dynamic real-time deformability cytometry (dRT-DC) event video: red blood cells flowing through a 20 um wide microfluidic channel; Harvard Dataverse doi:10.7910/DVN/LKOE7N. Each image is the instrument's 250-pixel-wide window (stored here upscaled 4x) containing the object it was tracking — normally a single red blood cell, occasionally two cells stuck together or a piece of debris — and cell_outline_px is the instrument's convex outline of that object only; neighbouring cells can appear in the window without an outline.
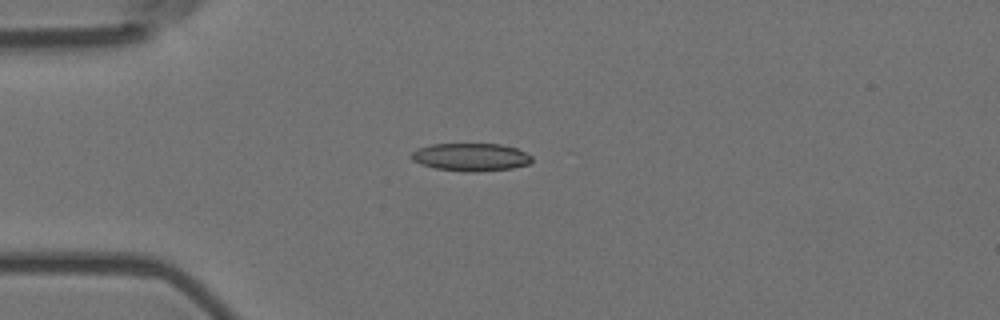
{"species": "Egyptian fruit bat (a non-hibernating species)", "species_latin": "Rousettus aegyptiacus", "temperature_condition": "room temperature", "stored_images_in_passage": 15, "camera_frame_rate_fps": 3000, "um_per_image_px": 0.085, "animal": {"sex": "female"}, "frame": {"image": 1, "passage_image": 4, "time_ms": 1.0, "image_size_px": [1000, 320], "cell_outline_px": [[532, 160], [528, 164], [512, 168], [480, 172], [464, 172], [436, 168], [420, 164], [412, 160], [412, 152], [416, 148], [432, 144], [500, 144], [516, 148], [532, 156]], "centroid_in_image_um": [40.01, 13.36], "position_along_channel_um": 45.0, "area_um2": 19.59}}
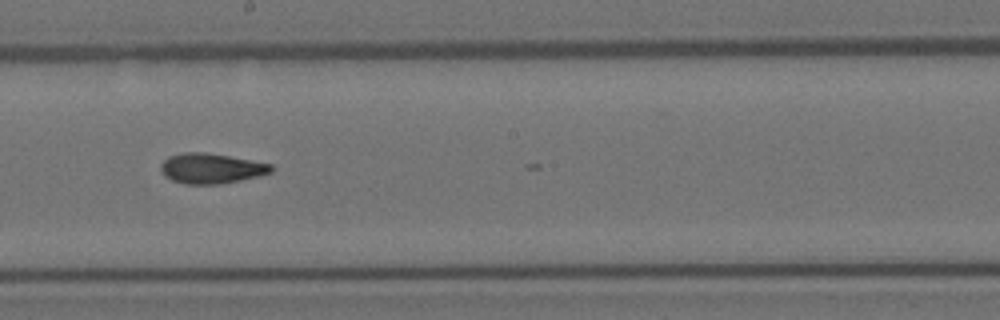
{"frame": {"image": 2, "passage_image": 9, "time_ms": 2.667, "image_size_px": [1000, 320], "cell_outline_px": [[272, 172], [260, 176], [220, 184], [184, 184], [172, 180], [164, 176], [160, 168], [160, 164], [168, 156], [184, 152], [204, 152], [228, 156], [272, 164]], "centroid_in_image_um": [17.92, 14.32], "position_along_channel_um": 230.3, "area_um2": 19.42}}
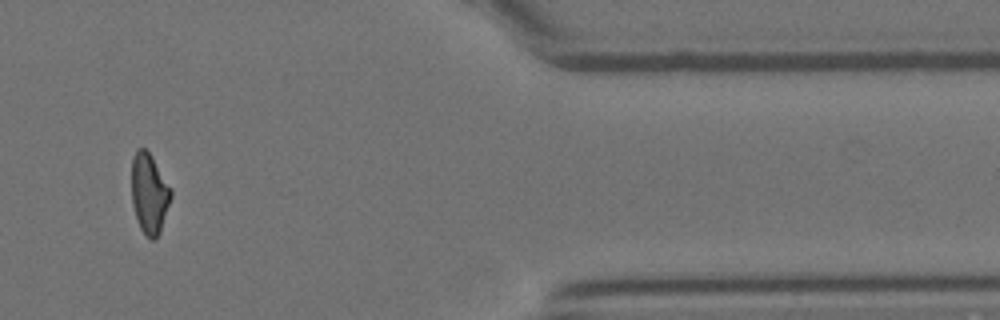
{"frame": {"image": 3, "passage_image": 13, "time_ms": 4.0, "image_size_px": [1000, 320], "cell_outline_px": [[172, 196], [160, 232], [156, 240], [152, 240], [140, 228], [132, 204], [132, 156], [136, 148], [144, 148], [152, 156], [172, 188]], "centroid_in_image_um": [12.7, 16.42], "position_along_channel_um": 398.7, "area_um2": 18.5}}